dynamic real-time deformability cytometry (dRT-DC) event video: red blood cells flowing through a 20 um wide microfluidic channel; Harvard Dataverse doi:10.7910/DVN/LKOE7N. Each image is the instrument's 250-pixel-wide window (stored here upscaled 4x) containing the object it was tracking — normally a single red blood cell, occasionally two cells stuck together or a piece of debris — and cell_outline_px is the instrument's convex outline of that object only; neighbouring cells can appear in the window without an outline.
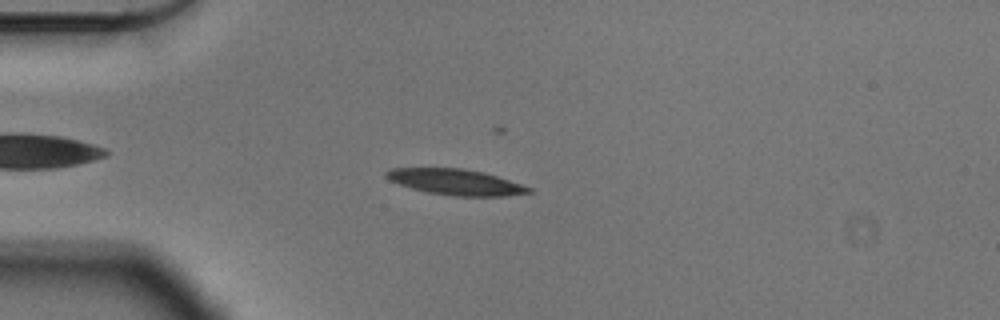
{"species": "Egyptian fruit bat (a non-hibernating species)", "species_latin": "Rousettus aegyptiacus", "temperature_condition": "cold", "stored_images_in_passage": 41, "camera_frame_rate_fps": 3000, "um_per_image_px": 0.085, "animal": {"sex": "male"}, "frame": {"image": 1, "passage_image": 7, "time_ms": 2.0, "image_size_px": [1000, 320], "cell_outline_px": [[532, 192], [508, 196], [452, 196], [428, 192], [412, 188], [388, 180], [384, 176], [384, 172], [392, 168], [464, 168], [484, 172], [532, 188]], "centroid_in_image_um": [38.71, 15.47], "position_along_channel_um": 46.3, "area_um2": 21.39}}
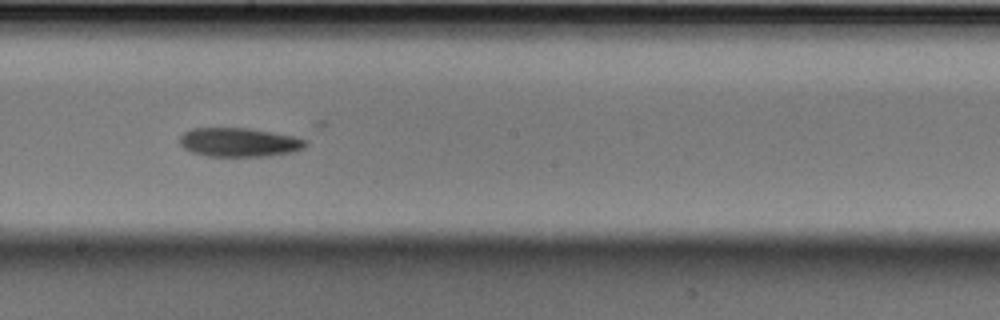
{"frame": {"image": 2, "passage_image": 24, "time_ms": 7.667, "image_size_px": [1000, 320], "cell_outline_px": [[308, 144], [304, 148], [292, 152], [268, 156], [208, 156], [192, 152], [184, 148], [180, 144], [180, 136], [184, 132], [192, 128], [248, 128], [292, 136], [308, 140]], "centroid_in_image_um": [20.33, 12.09], "position_along_channel_um": 227.9, "area_um2": 21.15}}
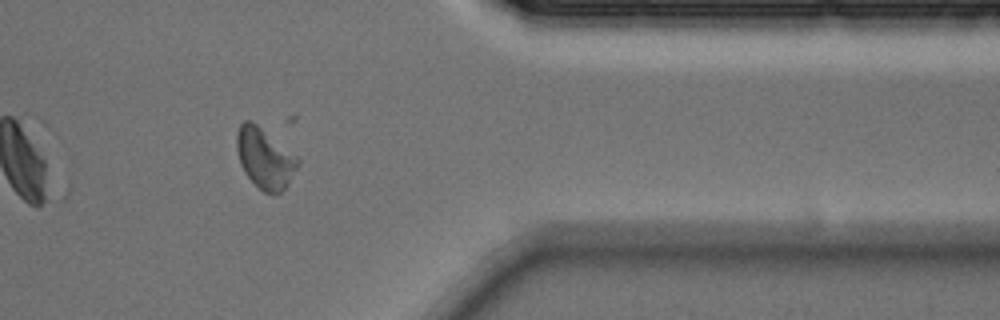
{"frame": {"image": 3, "passage_image": 39, "time_ms": 12.667, "image_size_px": [1000, 320], "cell_outline_px": [[300, 164], [288, 184], [280, 192], [272, 196], [264, 192], [244, 172], [240, 164], [236, 148], [236, 132], [240, 124], [244, 120], [252, 120], [300, 156]], "centroid_in_image_um": [22.54, 13.42], "position_along_channel_um": 388.9, "area_um2": 22.02}, "authors_computed_cell_mechanics": {"area_um2": 21.964, "velocity_mm_per_s": 3.5307, "shape_relaxation_time_tau1_ms": 5.9045, "shape_relaxation_time_tau2_ms": 3.1118, "deformation_change_tau1": 0.1527, "deformation_change_tau2": 0.064}}